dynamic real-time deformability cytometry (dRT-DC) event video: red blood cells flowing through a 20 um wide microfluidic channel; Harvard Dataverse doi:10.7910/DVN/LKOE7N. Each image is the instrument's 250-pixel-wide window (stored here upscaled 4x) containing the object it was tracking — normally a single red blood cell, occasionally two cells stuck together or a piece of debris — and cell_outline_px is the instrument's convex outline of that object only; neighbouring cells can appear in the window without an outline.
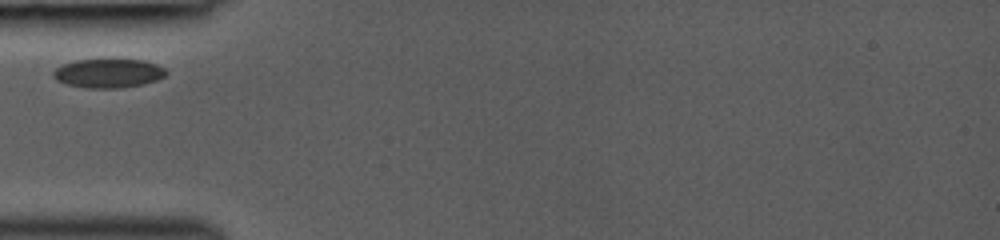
{"species": "common noctule bat (a hibernating species)", "species_latin": "Nyctalus noctula", "temperature_condition": "room temperature", "stored_images_in_passage": 47, "camera_frame_rate_fps": 3000, "um_per_image_px": 0.085, "animal": {"sex": "female", "body_mass_g": 19.0, "forearm_length_mm": 53.3}, "frame": {"image": 1, "passage_image": 1, "time_ms": 0.0, "image_size_px": [1000, 240], "cell_outline_px": [[168, 72], [164, 76], [156, 80], [144, 84], [120, 88], [84, 88], [64, 84], [56, 80], [52, 76], [52, 72], [56, 68], [64, 64], [76, 60], [144, 60], [156, 64], [164, 68]], "centroid_in_image_um": [9.19, 6.24], "position_along_channel_um": 75.8, "area_um2": 19.07}}
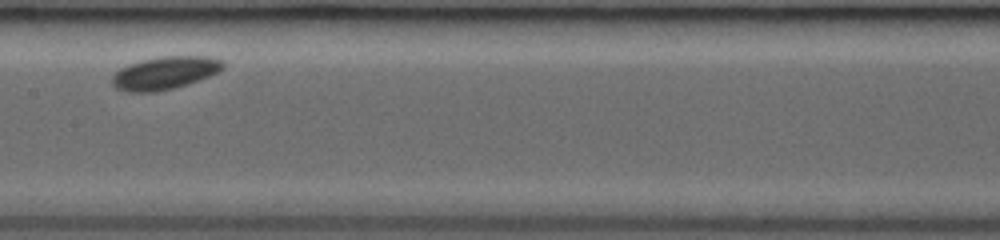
{"frame": {"image": 2, "passage_image": 19, "time_ms": 3.0, "image_size_px": [1000, 240], "cell_outline_px": [[224, 68], [220, 72], [172, 88], [156, 92], [128, 92], [116, 88], [112, 84], [112, 76], [120, 68], [128, 64], [140, 60], [160, 56], [208, 56], [224, 60]], "centroid_in_image_um": [14.01, 6.18], "position_along_channel_um": 193.4, "area_um2": 21.21}}
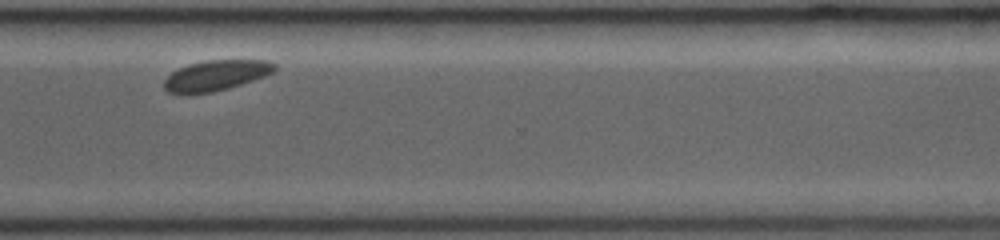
{"frame": {"image": 3, "passage_image": 46, "time_ms": 7.0, "image_size_px": [1000, 240], "cell_outline_px": [[276, 68], [272, 72], [264, 76], [228, 88], [212, 92], [188, 96], [168, 92], [164, 88], [164, 80], [172, 72], [188, 64], [208, 60], [268, 60], [276, 64]], "centroid_in_image_um": [18.31, 6.43], "position_along_channel_um": 352.3, "area_um2": 19.71}}